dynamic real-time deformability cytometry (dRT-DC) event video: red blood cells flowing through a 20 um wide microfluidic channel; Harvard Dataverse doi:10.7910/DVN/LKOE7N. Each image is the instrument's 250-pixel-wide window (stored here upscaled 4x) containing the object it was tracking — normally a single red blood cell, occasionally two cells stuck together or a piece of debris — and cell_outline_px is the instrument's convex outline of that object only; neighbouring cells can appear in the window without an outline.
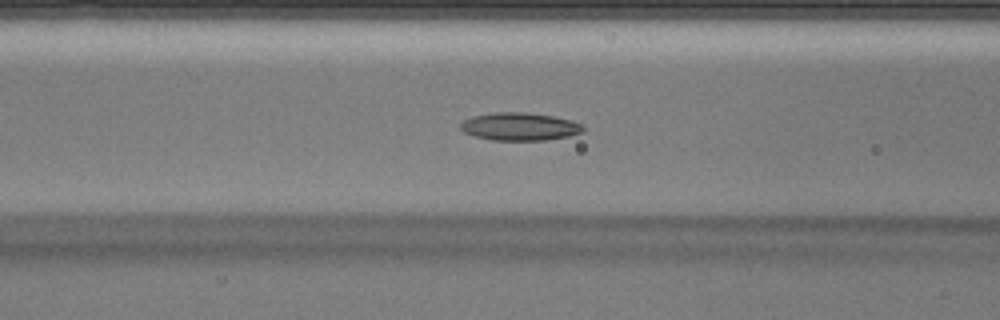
{"species": "Egyptian fruit bat (a non-hibernating species)", "species_latin": "Rousettus aegyptiacus", "temperature_condition": "warm", "stored_images_in_passage": 40, "segment_of_instrument_passage": [1, 2], "camera_frame_rate_fps": 3000, "um_per_image_px": 0.085, "animal": {"sex": "male"}, "frame": {"image": 1, "passage_image": 13, "time_ms": 4.0, "image_size_px": [1000, 320], "cell_outline_px": [[584, 132], [568, 136], [544, 140], [492, 140], [476, 136], [464, 132], [460, 128], [460, 124], [464, 120], [472, 116], [496, 112], [524, 112], [552, 116], [572, 120], [584, 124]], "centroid_in_image_um": [44.2, 10.75], "position_along_channel_um": 122.4, "area_um2": 19.88}}
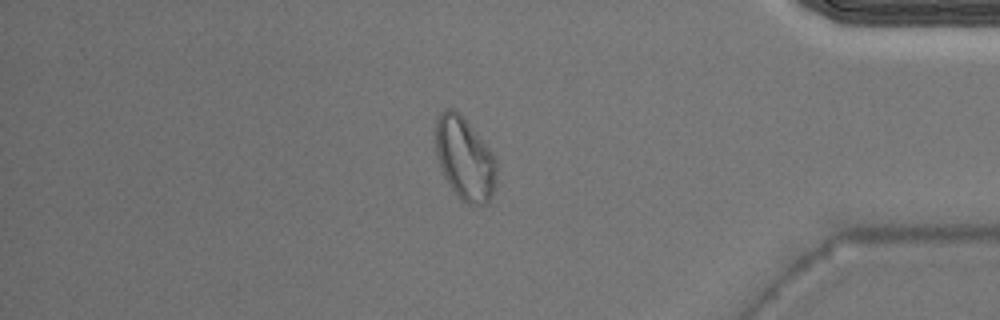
{"frame": {"image": 2, "passage_image": 33, "time_ms": 10.667, "image_size_px": [1000, 320], "cell_outline_px": [[496, 184], [492, 196], [488, 204], [468, 204], [452, 188], [440, 164], [436, 152], [436, 120], [440, 112], [444, 108], [452, 108], [464, 116], [492, 152], [496, 160]], "centroid_in_image_um": [39.53, 13.44], "position_along_channel_um": 395.7, "area_um2": 29.13}}
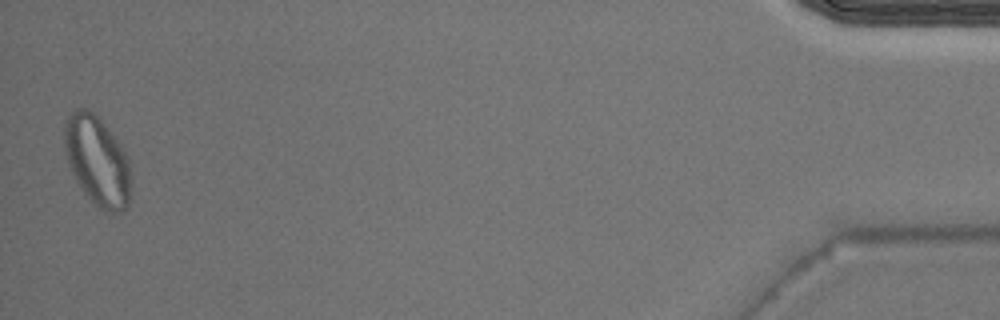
{"frame": {"image": 3, "passage_image": 39, "time_ms": 12.667, "image_size_px": [1000, 320], "cell_outline_px": [[132, 184], [128, 204], [120, 212], [104, 212], [84, 192], [76, 180], [72, 172], [64, 148], [64, 124], [68, 116], [76, 108], [84, 108], [92, 112], [100, 120], [124, 148], [128, 156], [132, 176]], "centroid_in_image_um": [8.3, 13.68], "position_along_channel_um": 426.9, "area_um2": 34.74}}